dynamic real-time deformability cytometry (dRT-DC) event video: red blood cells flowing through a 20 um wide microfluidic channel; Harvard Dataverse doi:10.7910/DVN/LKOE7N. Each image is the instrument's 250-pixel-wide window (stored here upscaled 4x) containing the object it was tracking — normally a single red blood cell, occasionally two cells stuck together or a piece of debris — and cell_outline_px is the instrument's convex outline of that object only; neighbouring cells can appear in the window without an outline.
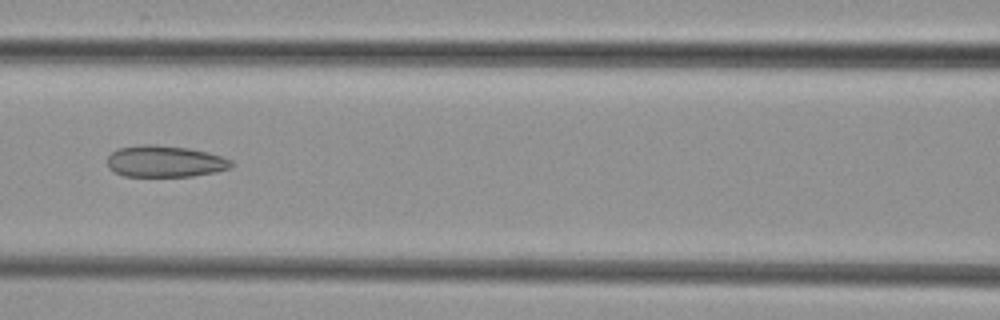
{"species": "common noctule bat (a hibernating species)", "species_latin": "Nyctalus noctula", "temperature_condition": "cold", "stored_images_in_passage": 8, "camera_frame_rate_fps": 3000, "um_per_image_px": 0.085, "animal": {"sex": "female", "body_mass_g": 29.2, "forearm_length_mm": 56.3}, "frame": {"image": 1, "passage_image": 5, "time_ms": 4.667, "image_size_px": [1000, 320], "cell_outline_px": [[236, 164], [228, 168], [216, 172], [192, 176], [124, 176], [112, 172], [108, 168], [108, 156], [116, 148], [140, 144], [152, 144], [188, 148], [208, 152], [232, 160]], "centroid_in_image_um": [14.0, 13.71], "position_along_channel_um": 152.6, "area_um2": 23.0}}
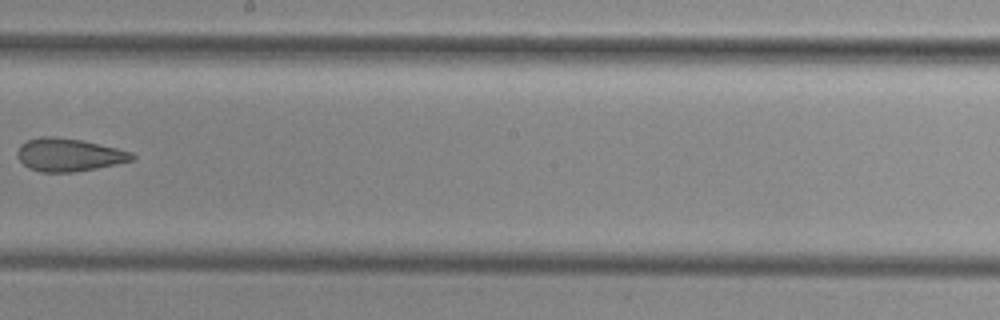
{"frame": {"image": 2, "passage_image": 7, "time_ms": 7.0, "image_size_px": [1000, 320], "cell_outline_px": [[136, 156], [132, 160], [116, 164], [76, 172], [40, 172], [28, 168], [16, 156], [16, 152], [20, 144], [28, 140], [40, 136], [56, 136], [80, 140], [116, 148], [132, 152]], "centroid_in_image_um": [5.81, 13.16], "position_along_channel_um": 242.4, "area_um2": 22.02}}
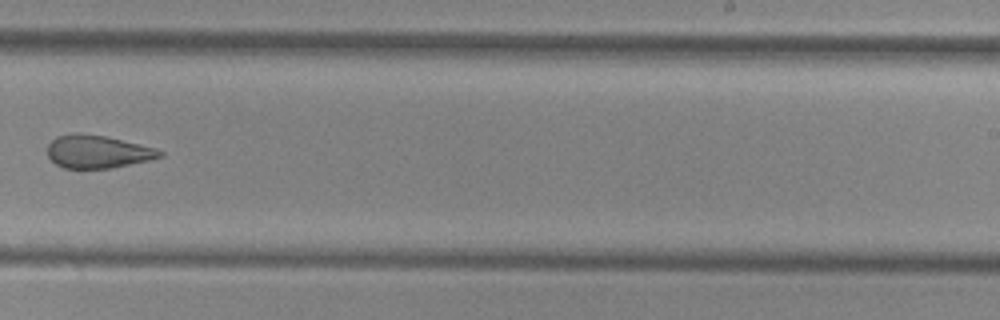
{"frame": {"image": 3, "passage_image": 8, "time_ms": 8.0, "image_size_px": [1000, 320], "cell_outline_px": [[164, 156], [148, 160], [112, 168], [64, 168], [56, 164], [48, 156], [48, 144], [56, 136], [72, 132], [80, 132], [104, 136], [156, 148], [164, 152]], "centroid_in_image_um": [8.28, 12.88], "position_along_channel_um": 280.7, "area_um2": 21.56}}